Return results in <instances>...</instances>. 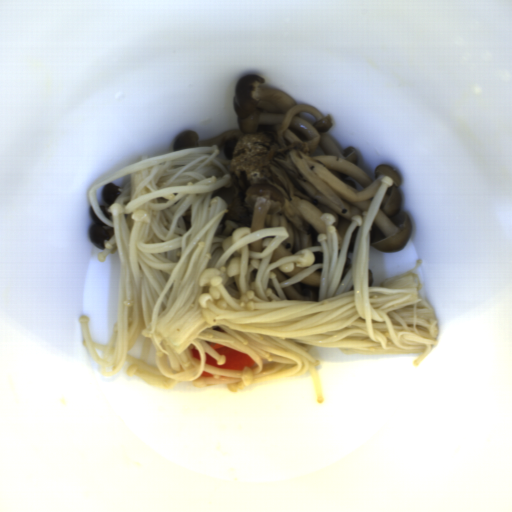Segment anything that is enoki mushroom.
<instances>
[{
	"mask_svg": "<svg viewBox=\"0 0 512 512\" xmlns=\"http://www.w3.org/2000/svg\"><path fill=\"white\" fill-rule=\"evenodd\" d=\"M218 144L188 148L141 159L108 174L88 191L90 206L100 221L113 226L114 234L104 240L99 262L118 254L119 279L117 321L108 345L90 335L89 317L81 315L83 346L104 376L120 372L126 362V376H136L161 389L179 383L194 387L226 385L233 393L280 377H296L308 371L318 404L324 402L318 372L320 361L312 347L338 348L345 354L422 353L418 366L438 343L439 321L431 304L420 291L422 264L381 285L368 287L370 229L387 189L389 176L381 184L367 211L354 214L340 253L333 214L323 213L325 232L320 245L305 246L298 252L271 263L274 250L288 238L285 227L251 232L237 228L230 237H215L229 208L216 189L231 179L218 157ZM112 182L121 193L107 205L101 192ZM107 206L111 221L100 210ZM191 205L192 228L182 220ZM357 235L351 270L341 283L350 237ZM265 236L263 252L248 251L249 243ZM323 252L324 263L315 265L312 252ZM309 267L278 284L271 273ZM317 268L323 269L319 302L285 301L281 288L289 286ZM221 327L227 332L213 331ZM144 335L140 359L127 352L139 335ZM217 343L256 362L242 371L219 369L205 364V352L225 363L205 342ZM154 343L157 367L146 362L149 344ZM197 346L201 362L190 349ZM203 370L213 378L199 377Z\"/></svg>",
	"mask_w": 512,
	"mask_h": 512,
	"instance_id": "cea9216a",
	"label": "enoki mushroom"
}]
</instances>
